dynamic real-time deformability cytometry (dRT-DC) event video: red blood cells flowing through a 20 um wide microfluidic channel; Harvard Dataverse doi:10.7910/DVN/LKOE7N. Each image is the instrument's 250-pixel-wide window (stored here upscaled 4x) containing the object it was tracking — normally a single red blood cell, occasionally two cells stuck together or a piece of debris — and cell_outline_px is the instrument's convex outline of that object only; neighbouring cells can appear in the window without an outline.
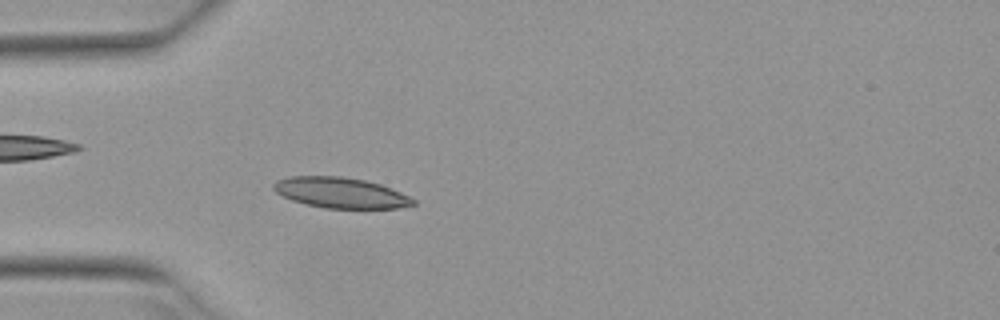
{"species": "Egyptian fruit bat (a non-hibernating species)", "species_latin": "Rousettus aegyptiacus", "temperature_condition": "warm", "stored_images_in_passage": 5, "camera_frame_rate_fps": 3000, "um_per_image_px": 0.085, "animal": {"sex": "female"}, "frame": {"image": 1, "passage_image": 5, "time_ms": 1.333, "image_size_px": [1000, 320], "cell_outline_px": [[416, 204], [396, 208], [324, 208], [304, 204], [292, 200], [276, 192], [272, 188], [272, 184], [276, 180], [288, 176], [340, 176], [364, 180], [380, 184], [392, 188], [416, 200]], "centroid_in_image_um": [28.92, 16.38], "position_along_channel_um": 56.1, "area_um2": 24.91}}